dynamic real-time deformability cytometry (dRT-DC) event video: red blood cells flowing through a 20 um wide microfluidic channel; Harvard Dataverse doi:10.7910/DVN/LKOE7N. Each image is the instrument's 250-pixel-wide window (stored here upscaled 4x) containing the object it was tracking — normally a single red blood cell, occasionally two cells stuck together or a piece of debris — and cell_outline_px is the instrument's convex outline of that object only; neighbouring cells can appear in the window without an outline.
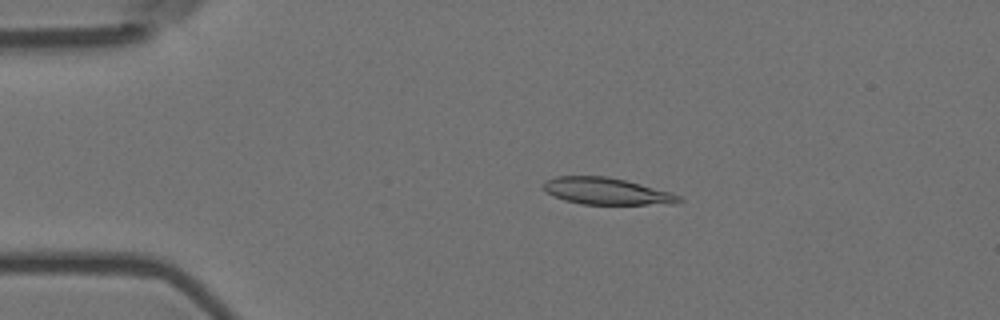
{"species": "Egyptian fruit bat (a non-hibernating species)", "species_latin": "Rousettus aegyptiacus", "temperature_condition": "room temperature", "stored_images_in_passage": 36, "camera_frame_rate_fps": 3000, "um_per_image_px": 0.085, "animal": {"sex": "female"}, "frame": {"image": 1, "passage_image": 10, "time_ms": 3.0, "image_size_px": [1000, 320], "cell_outline_px": [[684, 200], [676, 204], [580, 204], [564, 200], [552, 196], [544, 188], [544, 180], [556, 176], [608, 176], [672, 192], [680, 196]], "centroid_in_image_um": [51.57, 16.25], "position_along_channel_um": 33.4, "area_um2": 21.21}}
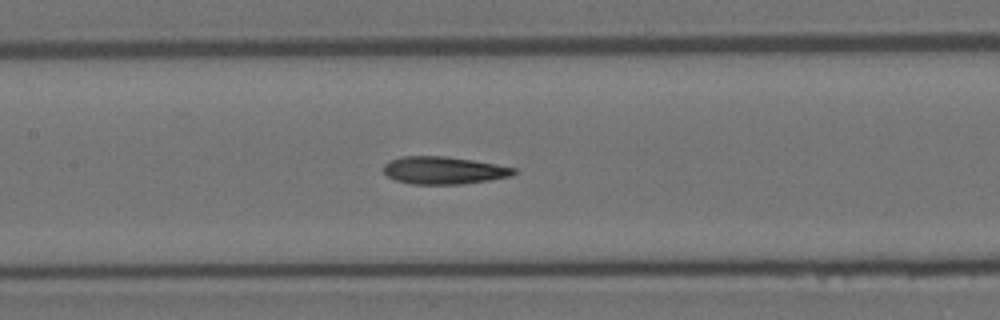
{"frame": {"image": 2, "passage_image": 25, "time_ms": 8.0, "image_size_px": [1000, 320], "cell_outline_px": [[516, 172], [512, 176], [488, 180], [460, 184], [412, 184], [396, 180], [388, 176], [384, 172], [384, 164], [388, 160], [400, 156], [444, 156], [472, 160], [496, 164], [516, 168]], "centroid_in_image_um": [37.7, 14.47], "position_along_channel_um": 169.7, "area_um2": 20.87}}
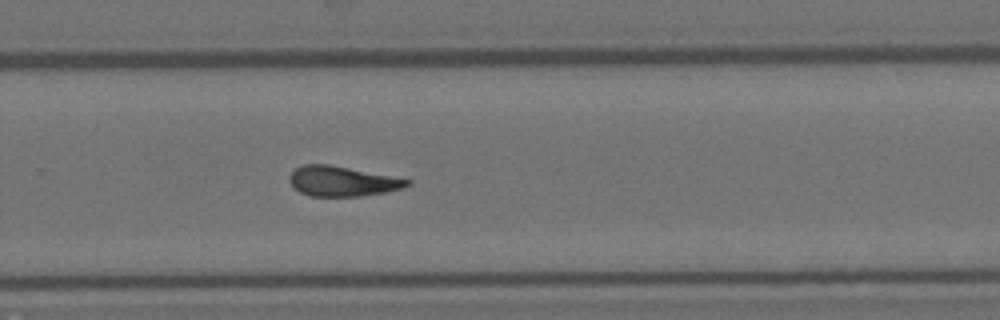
{"frame": {"image": 3, "passage_image": 36, "time_ms": 11.667, "image_size_px": [1000, 320], "cell_outline_px": [[412, 184], [400, 188], [384, 192], [360, 196], [308, 196], [300, 192], [288, 180], [288, 176], [296, 168], [304, 164], [328, 164], [412, 180]], "centroid_in_image_um": [29.06, 15.4], "position_along_channel_um": 300.7, "area_um2": 20.35}}